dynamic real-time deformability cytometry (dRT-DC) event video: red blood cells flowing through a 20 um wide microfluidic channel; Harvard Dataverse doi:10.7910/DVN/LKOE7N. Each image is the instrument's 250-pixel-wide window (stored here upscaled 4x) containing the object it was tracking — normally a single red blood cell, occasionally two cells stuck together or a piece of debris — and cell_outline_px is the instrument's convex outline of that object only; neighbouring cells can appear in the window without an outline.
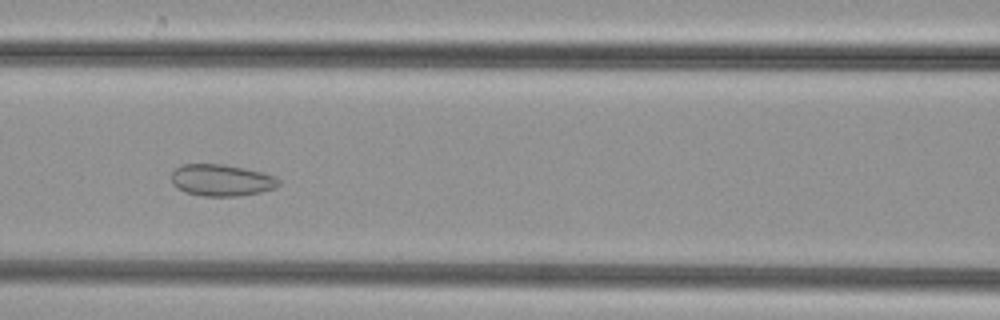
{"species": "common noctule bat (a hibernating species)", "species_latin": "Nyctalus noctula", "temperature_condition": "cold", "stored_images_in_passage": 41, "camera_frame_rate_fps": 3000, "um_per_image_px": 0.085, "animal": {"sex": "female", "body_mass_g": 29.2, "forearm_length_mm": 56.3}, "frame": {"image": 1, "passage_image": 12, "time_ms": 3.667, "image_size_px": [1000, 320], "cell_outline_px": [[280, 184], [276, 188], [260, 192], [240, 196], [204, 196], [184, 192], [176, 188], [172, 184], [172, 172], [180, 164], [224, 164], [264, 172], [276, 176], [280, 180]], "centroid_in_image_um": [18.84, 15.31], "position_along_channel_um": 147.8, "area_um2": 20.11}}
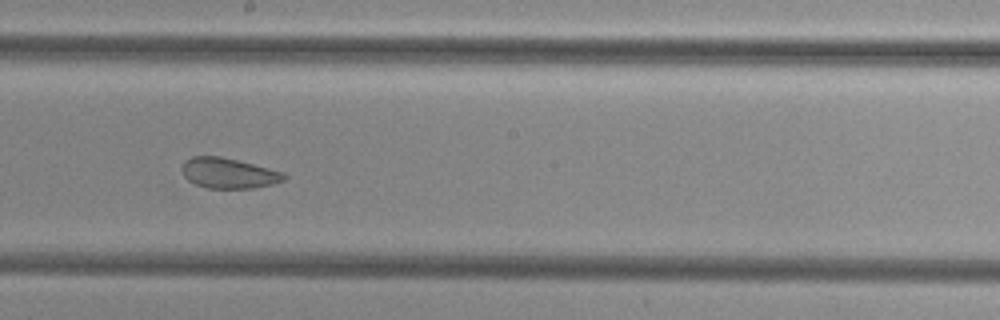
{"frame": {"image": 2, "passage_image": 18, "time_ms": 5.667, "image_size_px": [1000, 320], "cell_outline_px": [[288, 176], [284, 180], [272, 184], [252, 188], [208, 188], [196, 184], [188, 180], [184, 176], [180, 168], [184, 160], [192, 156], [220, 156], [284, 172]], "centroid_in_image_um": [19.4, 14.71], "position_along_channel_um": 228.8, "area_um2": 18.03}}